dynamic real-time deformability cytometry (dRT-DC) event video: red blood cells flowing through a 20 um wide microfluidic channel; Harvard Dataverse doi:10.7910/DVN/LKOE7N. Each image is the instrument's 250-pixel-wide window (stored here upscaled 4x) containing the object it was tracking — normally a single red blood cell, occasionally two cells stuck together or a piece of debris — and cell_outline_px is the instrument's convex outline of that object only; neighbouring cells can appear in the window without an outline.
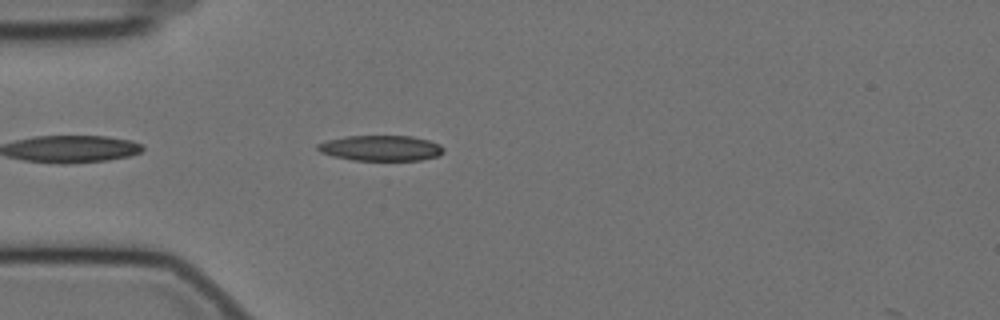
{"species": "Egyptian fruit bat (a non-hibernating species)", "species_latin": "Rousettus aegyptiacus", "temperature_condition": "cold", "stored_images_in_passage": 5, "camera_frame_rate_fps": 3000, "um_per_image_px": 0.085, "animal": {"sex": "female"}, "frame": {"image": 1, "passage_image": 3, "time_ms": 0.667, "image_size_px": [1000, 320], "cell_outline_px": [[444, 152], [436, 156], [420, 160], [352, 160], [332, 156], [320, 152], [316, 148], [316, 144], [328, 140], [344, 136], [412, 136], [428, 140], [440, 144], [444, 148]], "centroid_in_image_um": [32.35, 12.58], "position_along_channel_um": 52.7, "area_um2": 18.73}}